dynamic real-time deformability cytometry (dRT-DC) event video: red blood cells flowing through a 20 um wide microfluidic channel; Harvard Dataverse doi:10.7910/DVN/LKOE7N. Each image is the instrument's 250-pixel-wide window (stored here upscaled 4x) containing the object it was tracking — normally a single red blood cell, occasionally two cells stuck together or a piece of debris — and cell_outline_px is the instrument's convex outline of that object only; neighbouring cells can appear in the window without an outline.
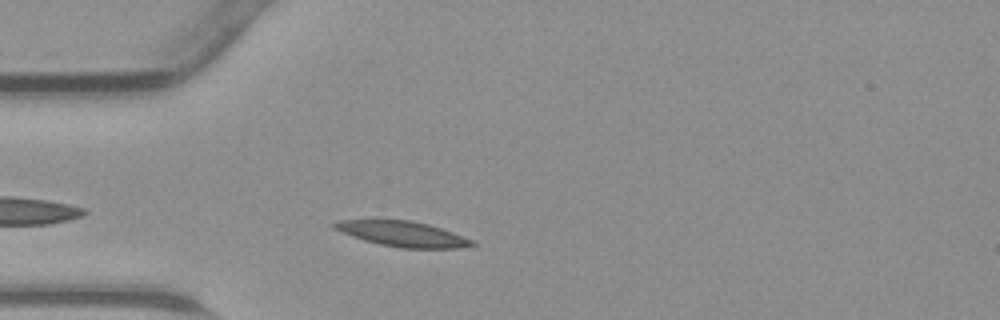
{"species": "common noctule bat (a hibernating species)", "species_latin": "Nyctalus noctula", "temperature_condition": "warm", "stored_images_in_passage": 26, "camera_frame_rate_fps": 3000, "um_per_image_px": 0.085, "animal": {"sex": "male", "body_mass_g": 23.1, "forearm_length_mm": 52.7}, "frame": {"image": 1, "passage_image": 3, "time_ms": 0.667, "image_size_px": [1000, 320], "cell_outline_px": [[476, 244], [456, 248], [404, 248], [380, 244], [364, 240], [352, 236], [332, 228], [332, 224], [336, 220], [412, 220], [428, 224], [452, 232], [472, 240]], "centroid_in_image_um": [34.18, 19.87], "position_along_channel_um": 50.8, "area_um2": 20.0}}
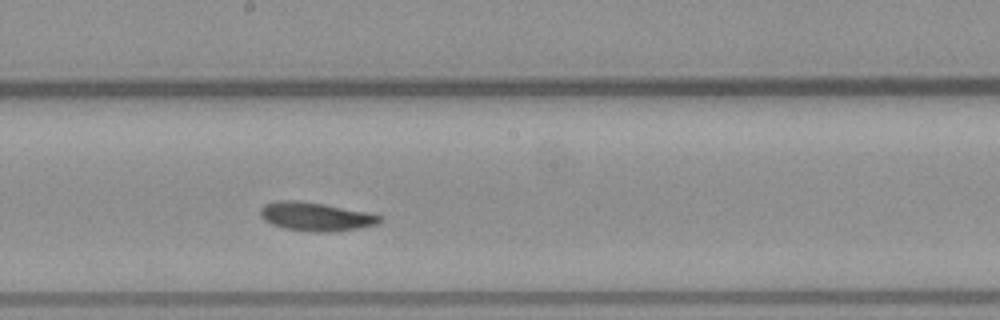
{"frame": {"image": 2, "passage_image": 15, "time_ms": 4.667, "image_size_px": [1000, 320], "cell_outline_px": [[380, 220], [376, 224], [360, 228], [332, 232], [316, 232], [284, 228], [272, 224], [264, 220], [260, 216], [260, 208], [264, 204], [276, 200], [296, 200], [324, 204], [364, 212], [380, 216]], "centroid_in_image_um": [26.76, 18.41], "position_along_channel_um": 221.4, "area_um2": 19.71}}
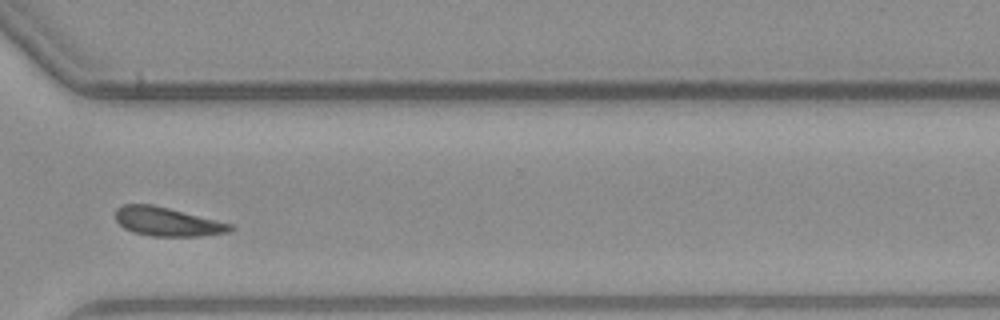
{"frame": {"image": 3, "passage_image": 24, "time_ms": 7.667, "image_size_px": [1000, 320], "cell_outline_px": [[236, 228], [232, 232], [200, 236], [152, 236], [132, 232], [124, 228], [116, 220], [116, 208], [124, 204], [152, 204], [232, 224]], "centroid_in_image_um": [14.24, 18.85], "position_along_channel_um": 356.4, "area_um2": 19.25}}